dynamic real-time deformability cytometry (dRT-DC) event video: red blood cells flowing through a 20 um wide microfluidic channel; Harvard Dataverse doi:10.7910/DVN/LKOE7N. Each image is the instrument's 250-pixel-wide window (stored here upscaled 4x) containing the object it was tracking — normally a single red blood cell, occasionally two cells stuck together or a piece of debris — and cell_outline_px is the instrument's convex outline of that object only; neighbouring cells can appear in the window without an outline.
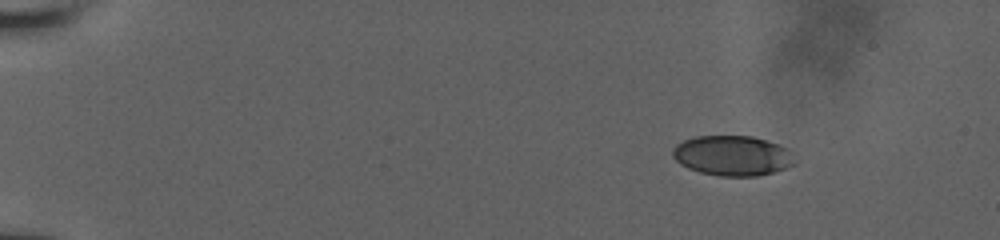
{"species": "human", "species_latin": "Homo sapiens", "temperature_condition": "room temperature", "stored_images_in_passage": 28, "camera_frame_rate_fps": 3000, "um_per_image_px": 0.085, "donor": {"sex": "male"}, "frame": {"image": 1, "passage_image": 1, "time_ms": 0.0, "image_size_px": [1000, 240], "cell_outline_px": [[796, 164], [772, 172], [756, 176], [720, 176], [700, 172], [688, 168], [680, 164], [672, 156], [672, 148], [676, 144], [684, 140], [696, 136], [752, 136], [788, 148], [796, 160]], "centroid_in_image_um": [62.24, 13.23], "position_along_channel_um": 22.8, "area_um2": 28.5}}
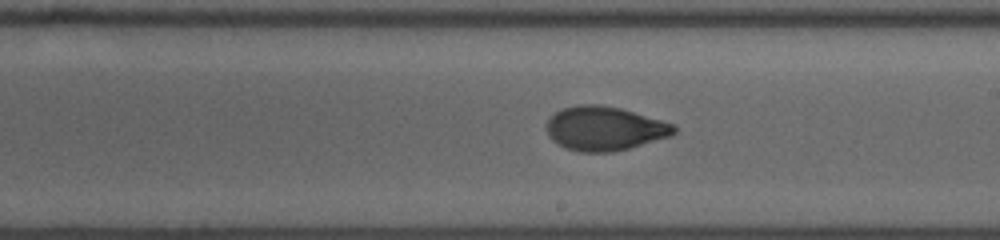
{"frame": {"image": 2, "passage_image": 12, "time_ms": 8.667, "image_size_px": [1000, 240], "cell_outline_px": [[676, 132], [672, 136], [628, 148], [612, 152], [580, 152], [564, 148], [556, 144], [548, 136], [548, 120], [560, 108], [580, 104], [600, 104], [620, 108], [676, 124]], "centroid_in_image_um": [51.4, 10.92], "position_along_channel_um": 237.6, "area_um2": 32.89}}
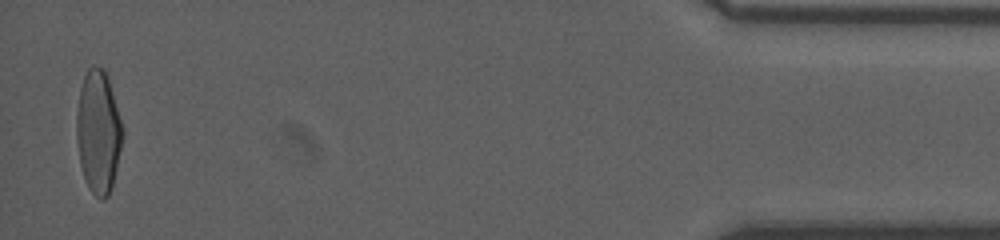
{"frame": {"image": 3, "passage_image": 28, "time_ms": 15.333, "image_size_px": [1000, 240], "cell_outline_px": [[124, 136], [112, 188], [108, 196], [104, 200], [100, 200], [88, 188], [80, 164], [76, 140], [76, 116], [80, 88], [84, 76], [88, 68], [92, 64], [104, 68], [108, 76], [124, 132]], "centroid_in_image_um": [8.36, 11.21], "position_along_channel_um": 426.8, "area_um2": 33.35}}